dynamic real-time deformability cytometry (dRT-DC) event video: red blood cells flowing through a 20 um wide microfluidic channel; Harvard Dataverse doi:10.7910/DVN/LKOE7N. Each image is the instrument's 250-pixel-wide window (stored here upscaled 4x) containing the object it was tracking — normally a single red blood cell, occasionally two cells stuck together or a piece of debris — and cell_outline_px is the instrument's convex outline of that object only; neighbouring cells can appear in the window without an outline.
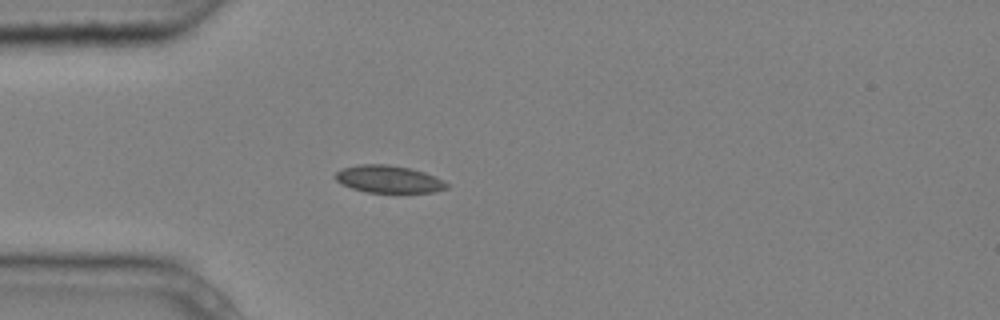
{"species": "common noctule bat (a hibernating species)", "species_latin": "Nyctalus noctula", "temperature_condition": "cold", "stored_images_in_passage": 4, "camera_frame_rate_fps": 3000, "um_per_image_px": 0.085, "animal": {"sex": "male", "body_mass_g": 20.4}, "frame": {"image": 1, "passage_image": 4, "time_ms": 1.0, "image_size_px": [1000, 320], "cell_outline_px": [[448, 188], [436, 192], [368, 192], [352, 188], [340, 184], [332, 176], [340, 168], [360, 164], [388, 164], [408, 168], [424, 172], [444, 180], [448, 184]], "centroid_in_image_um": [33.0, 15.22], "position_along_channel_um": 52.0, "area_um2": 17.86}}